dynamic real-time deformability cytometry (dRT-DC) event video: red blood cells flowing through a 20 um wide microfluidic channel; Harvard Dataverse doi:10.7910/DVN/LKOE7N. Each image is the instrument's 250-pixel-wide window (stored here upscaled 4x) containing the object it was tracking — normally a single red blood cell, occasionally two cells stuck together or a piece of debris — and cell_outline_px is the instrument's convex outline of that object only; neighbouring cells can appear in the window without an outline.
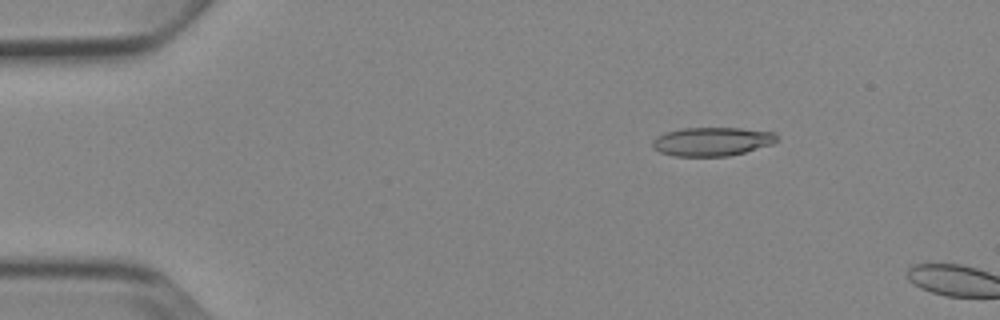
{"species": "Egyptian fruit bat (a non-hibernating species)", "species_latin": "Rousettus aegyptiacus", "temperature_condition": "cold", "stored_images_in_passage": 4, "camera_frame_rate_fps": 3000, "um_per_image_px": 0.085, "animal": {"sex": "female"}, "frame": {"image": 1, "passage_image": 3, "time_ms": 2.333, "image_size_px": [1000, 320], "cell_outline_px": [[776, 140], [772, 144], [744, 152], [728, 156], [672, 156], [660, 152], [652, 148], [652, 140], [656, 136], [680, 128], [740, 128], [776, 132]], "centroid_in_image_um": [60.49, 12.03], "position_along_channel_um": 24.5, "area_um2": 20.81}}